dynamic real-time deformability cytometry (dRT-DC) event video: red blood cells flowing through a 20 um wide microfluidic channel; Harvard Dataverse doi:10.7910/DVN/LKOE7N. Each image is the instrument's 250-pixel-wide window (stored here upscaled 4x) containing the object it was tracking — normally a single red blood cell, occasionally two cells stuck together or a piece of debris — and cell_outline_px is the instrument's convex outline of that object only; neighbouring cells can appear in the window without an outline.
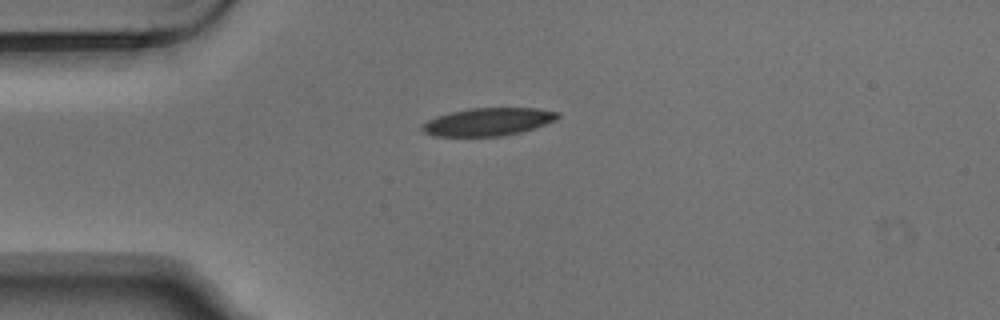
{"species": "Egyptian fruit bat (a non-hibernating species)", "species_latin": "Rousettus aegyptiacus", "temperature_condition": "warm", "stored_images_in_passage": 5, "camera_frame_rate_fps": 3000, "um_per_image_px": 0.085, "animal": {"sex": "male"}, "frame": {"image": 1, "passage_image": 5, "time_ms": 1.333, "image_size_px": [1000, 320], "cell_outline_px": [[560, 116], [556, 120], [520, 132], [500, 136], [436, 136], [424, 132], [420, 128], [420, 124], [436, 116], [448, 112], [468, 108], [536, 108], [560, 112]], "centroid_in_image_um": [41.45, 10.34], "position_along_channel_um": 43.6, "area_um2": 22.02}}